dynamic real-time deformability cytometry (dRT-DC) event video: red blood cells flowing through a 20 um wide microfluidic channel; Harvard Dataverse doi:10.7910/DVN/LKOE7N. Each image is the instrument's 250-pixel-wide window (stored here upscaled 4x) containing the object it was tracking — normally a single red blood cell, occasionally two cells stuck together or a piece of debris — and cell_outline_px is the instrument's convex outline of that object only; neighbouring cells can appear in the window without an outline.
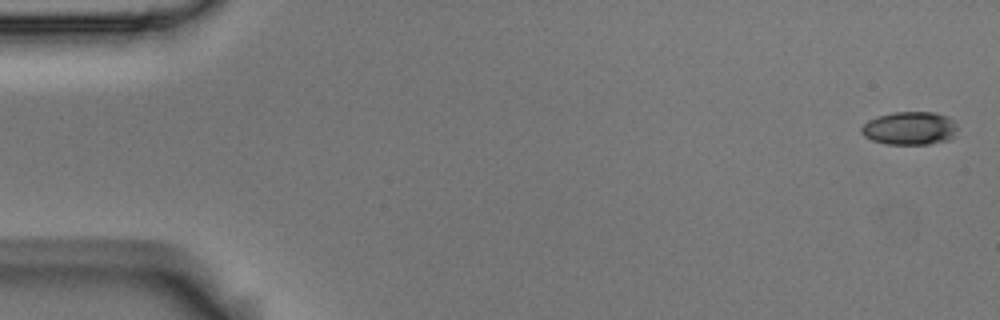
{"species": "Egyptian fruit bat (a non-hibernating species)", "species_latin": "Rousettus aegyptiacus", "temperature_condition": "room temperature", "stored_images_in_passage": 5, "camera_frame_rate_fps": 3000, "um_per_image_px": 0.085, "animal": {"sex": "male"}, "frame": {"image": 1, "passage_image": 1, "time_ms": 0.0, "image_size_px": [1000, 320], "cell_outline_px": [[956, 136], [948, 140], [928, 144], [884, 144], [872, 140], [864, 136], [860, 132], [860, 128], [868, 120], [876, 116], [892, 112], [936, 112], [948, 116], [956, 124]], "centroid_in_image_um": [77.32, 10.9], "position_along_channel_um": 7.7, "area_um2": 18.84}}
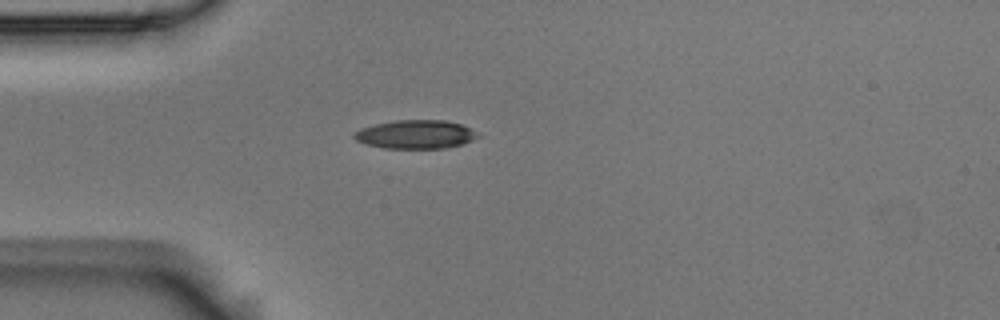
{"frame": {"image": 2, "passage_image": 5, "time_ms": 1.333, "image_size_px": [1000, 320], "cell_outline_px": [[480, 136], [472, 140], [460, 144], [444, 148], [384, 148], [368, 144], [356, 140], [352, 136], [360, 128], [376, 124], [396, 120], [444, 120], [460, 124], [476, 132]], "centroid_in_image_um": [35.31, 11.42], "position_along_channel_um": 49.7, "area_um2": 20.29}}